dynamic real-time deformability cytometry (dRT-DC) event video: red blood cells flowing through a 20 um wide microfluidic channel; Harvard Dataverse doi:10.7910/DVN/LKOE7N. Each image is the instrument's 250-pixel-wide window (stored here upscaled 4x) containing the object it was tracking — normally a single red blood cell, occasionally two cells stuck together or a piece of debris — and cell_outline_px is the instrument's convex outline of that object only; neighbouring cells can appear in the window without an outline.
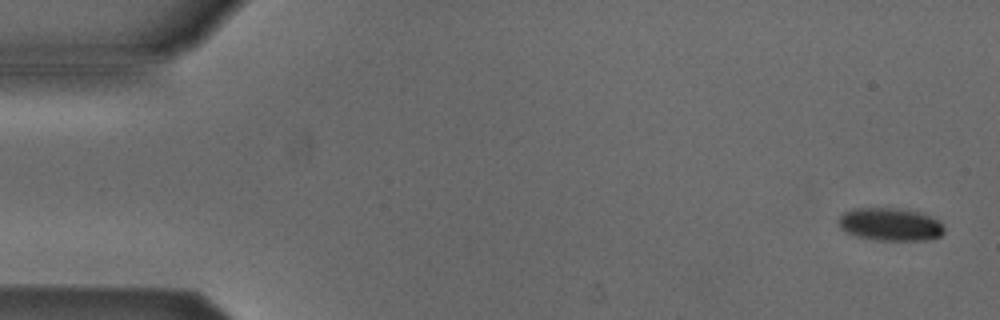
{"species": "Egyptian fruit bat (a non-hibernating species)", "species_latin": "Rousettus aegyptiacus", "temperature_condition": "cold", "stored_images_in_passage": 6, "camera_frame_rate_fps": 3000, "um_per_image_px": 0.085, "animal": {"sex": "male"}, "frame": {"image": 1, "passage_image": 1, "time_ms": 0.0, "image_size_px": [1000, 320], "cell_outline_px": [[944, 232], [940, 236], [928, 240], [880, 240], [856, 236], [844, 232], [840, 228], [836, 220], [844, 212], [852, 208], [900, 208], [920, 212], [940, 220], [944, 228]], "centroid_in_image_um": [75.65, 19.06], "position_along_channel_um": 9.3, "area_um2": 20.52}}
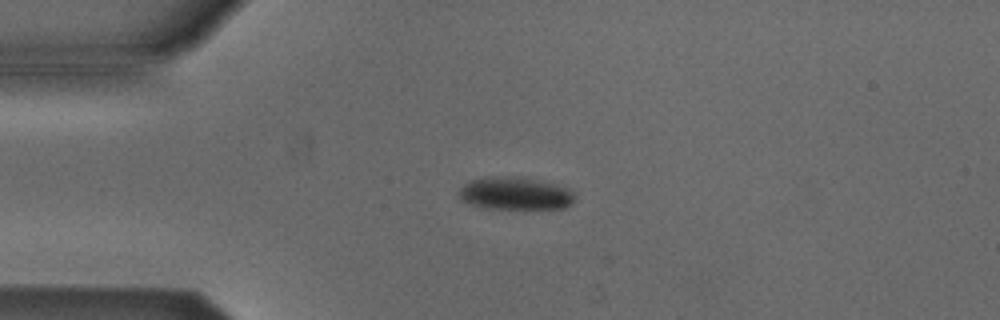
{"frame": {"image": 2, "passage_image": 4, "time_ms": 3.667, "image_size_px": [1000, 320], "cell_outline_px": [[572, 204], [564, 208], [480, 208], [468, 204], [460, 200], [456, 192], [468, 180], [484, 176], [512, 176], [556, 184], [568, 188], [572, 192]], "centroid_in_image_um": [43.67, 16.44], "position_along_channel_um": 41.3, "area_um2": 22.2}}